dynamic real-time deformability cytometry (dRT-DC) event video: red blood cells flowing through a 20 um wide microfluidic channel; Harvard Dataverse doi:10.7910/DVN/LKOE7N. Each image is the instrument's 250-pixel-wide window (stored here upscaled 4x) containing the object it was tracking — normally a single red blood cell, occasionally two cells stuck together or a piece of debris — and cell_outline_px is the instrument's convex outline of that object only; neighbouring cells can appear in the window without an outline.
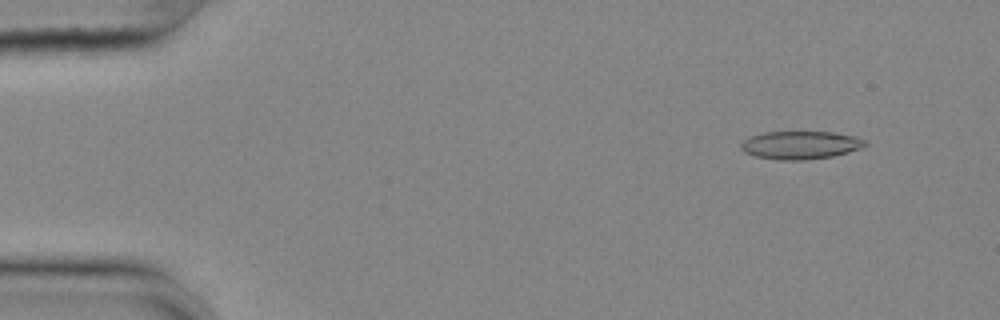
{"species": "common noctule bat (a hibernating species)", "species_latin": "Nyctalus noctula", "temperature_condition": "cold", "stored_images_in_passage": 55, "camera_frame_rate_fps": 3000, "um_per_image_px": 0.085, "animal": {"sex": "female", "body_mass_g": 25.1}, "frame": {"image": 1, "passage_image": 5, "time_ms": 1.333, "image_size_px": [1000, 320], "cell_outline_px": [[868, 144], [860, 148], [848, 152], [832, 156], [804, 160], [780, 160], [756, 156], [744, 152], [740, 148], [740, 144], [744, 140], [752, 136], [764, 132], [832, 132], [856, 136], [864, 140]], "centroid_in_image_um": [68.04, 12.33], "position_along_channel_um": 17.0, "area_um2": 20.17}}
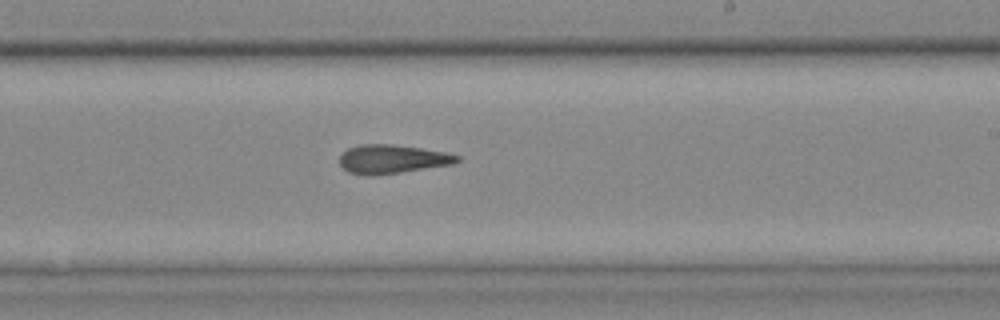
{"frame": {"image": 2, "passage_image": 33, "time_ms": 10.667, "image_size_px": [1000, 320], "cell_outline_px": [[460, 160], [452, 164], [400, 172], [368, 176], [348, 172], [340, 164], [340, 156], [348, 148], [360, 144], [392, 144], [420, 148], [444, 152], [460, 156]], "centroid_in_image_um": [33.31, 13.52], "position_along_channel_um": 255.7, "area_um2": 19.48}}
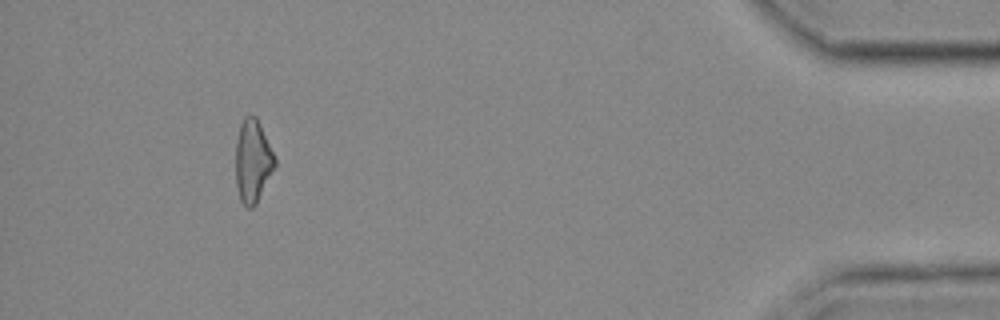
{"frame": {"image": 3, "passage_image": 51, "time_ms": 16.667, "image_size_px": [1000, 320], "cell_outline_px": [[276, 164], [256, 204], [252, 208], [248, 208], [240, 200], [236, 184], [236, 144], [240, 124], [244, 116], [256, 116], [276, 156]], "centroid_in_image_um": [21.49, 13.68], "position_along_channel_um": 413.7, "area_um2": 18.84}, "authors_computed_cell_mechanics": {"area_um2": 19.8832, "velocity_mm_per_s": 3.6541, "shape_relaxation_time_tau1_ms": null, "shape_relaxation_time_tau2_ms": 10.1363, "deformation_change_tau1": null, "deformation_change_tau2": 0.246}}